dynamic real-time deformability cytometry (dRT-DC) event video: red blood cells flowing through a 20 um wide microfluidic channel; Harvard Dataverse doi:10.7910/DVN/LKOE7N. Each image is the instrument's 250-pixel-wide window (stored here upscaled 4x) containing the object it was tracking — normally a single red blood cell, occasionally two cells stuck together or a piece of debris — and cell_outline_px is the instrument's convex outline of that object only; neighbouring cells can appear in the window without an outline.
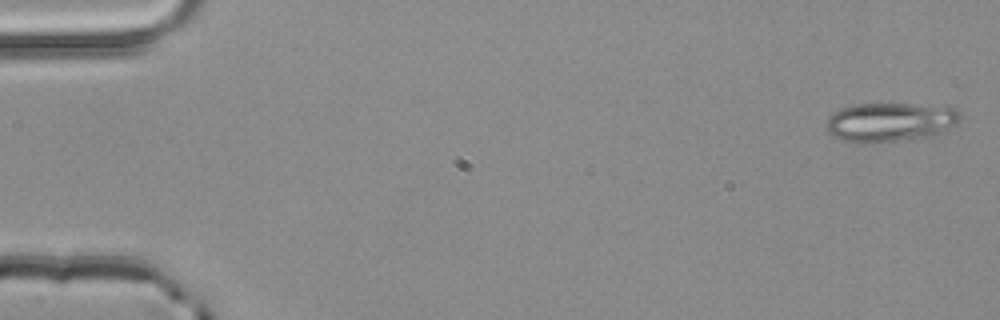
{"species": "common noctule bat (a hibernating species)", "species_latin": "Nyctalus noctula", "temperature_condition": "room temperature", "stored_images_in_passage": 4, "camera_frame_rate_fps": 3000, "um_per_image_px": 0.085, "animal": {"sex": "male", "body_mass_g": 20.4}, "frame": {"image": 1, "passage_image": 1, "time_ms": 0.0, "image_size_px": [1000, 320], "cell_outline_px": [[960, 120], [956, 124], [936, 136], [904, 140], [844, 140], [832, 136], [824, 128], [828, 120], [840, 108], [856, 104], [912, 104], [956, 108], [960, 112]], "centroid_in_image_um": [75.72, 10.35], "position_along_channel_um": 9.3, "area_um2": 29.82}}